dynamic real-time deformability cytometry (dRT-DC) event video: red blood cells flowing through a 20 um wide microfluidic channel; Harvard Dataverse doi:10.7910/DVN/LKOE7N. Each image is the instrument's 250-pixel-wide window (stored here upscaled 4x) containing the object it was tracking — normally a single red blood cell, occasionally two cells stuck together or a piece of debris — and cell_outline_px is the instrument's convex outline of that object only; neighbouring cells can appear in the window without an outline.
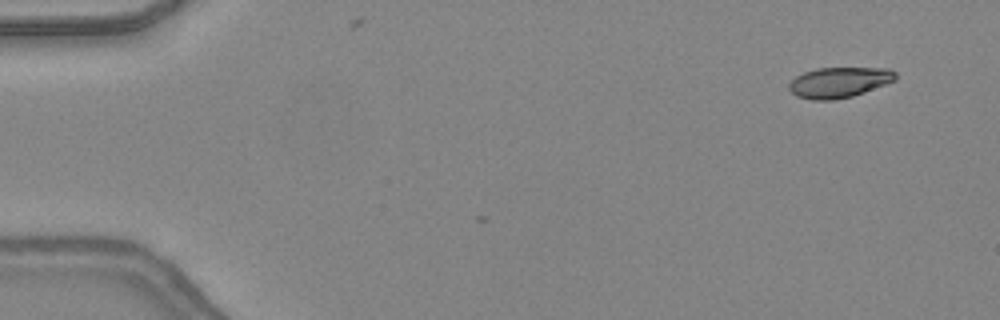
{"species": "common noctule bat (a hibernating species)", "species_latin": "Nyctalus noctula", "temperature_condition": "warm", "stored_images_in_passage": 5, "camera_frame_rate_fps": 3000, "um_per_image_px": 0.085, "animal": {"sex": "female", "body_mass_g": 24.6, "forearm_length_mm": 56.2}, "frame": {"image": 1, "passage_image": 1, "time_ms": 0.0, "image_size_px": [1000, 320], "cell_outline_px": [[896, 80], [864, 92], [852, 96], [832, 100], [812, 100], [796, 96], [788, 88], [788, 84], [796, 76], [804, 72], [816, 68], [888, 68], [896, 72]], "centroid_in_image_um": [71.31, 7.0], "position_along_channel_um": 13.7, "area_um2": 18.9}}